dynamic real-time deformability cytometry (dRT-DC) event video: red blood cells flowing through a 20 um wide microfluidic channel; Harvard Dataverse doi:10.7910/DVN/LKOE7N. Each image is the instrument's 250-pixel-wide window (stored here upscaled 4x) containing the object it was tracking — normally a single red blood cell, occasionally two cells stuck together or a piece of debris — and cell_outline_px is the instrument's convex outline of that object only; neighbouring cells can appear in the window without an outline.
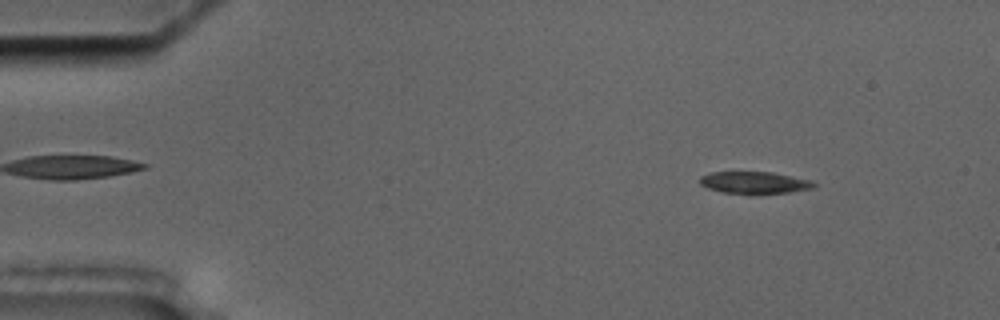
{"species": "common noctule bat (a hibernating species)", "species_latin": "Nyctalus noctula", "temperature_condition": "cold", "stored_images_in_passage": 57, "camera_frame_rate_fps": 3000, "um_per_image_px": 0.085, "animal": {"sex": "male", "body_mass_g": 17.5, "forearm_length_mm": 52.3}, "frame": {"image": 1, "passage_image": 6, "time_ms": 1.667, "image_size_px": [1000, 320], "cell_outline_px": [[816, 188], [788, 192], [720, 192], [708, 188], [700, 184], [700, 176], [712, 172], [772, 172], [812, 180], [816, 184]], "centroid_in_image_um": [64.15, 15.49], "position_along_channel_um": 20.8, "area_um2": 14.22}}
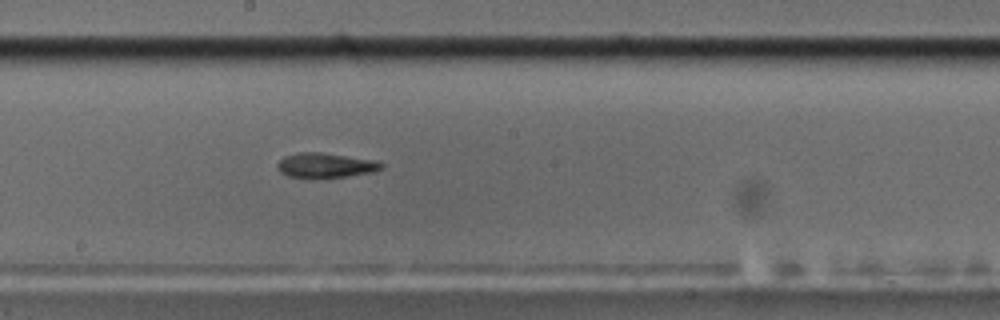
{"frame": {"image": 2, "passage_image": 30, "time_ms": 9.667, "image_size_px": [1000, 320], "cell_outline_px": [[384, 168], [376, 172], [348, 176], [288, 176], [280, 172], [276, 164], [284, 156], [300, 152], [320, 152], [376, 160], [384, 164]], "centroid_in_image_um": [27.73, 14.02], "position_along_channel_um": 220.5, "area_um2": 14.74}}
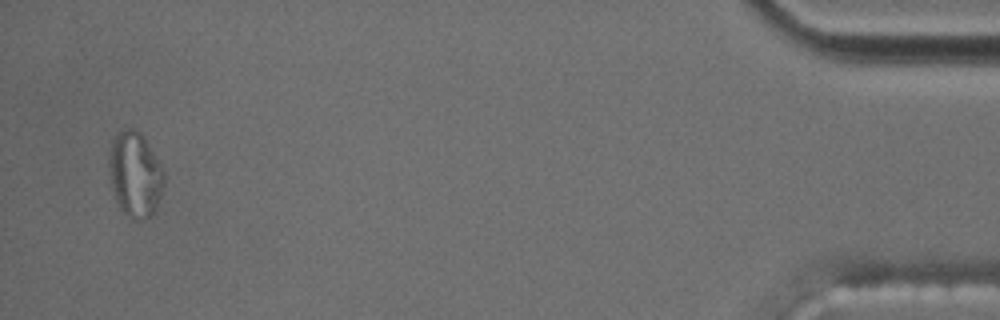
{"frame": {"image": 3, "passage_image": 54, "time_ms": 17.667, "image_size_px": [1000, 320], "cell_outline_px": [[164, 184], [156, 208], [144, 220], [128, 216], [120, 208], [116, 200], [112, 188], [108, 164], [108, 160], [112, 140], [116, 132], [124, 128], [132, 128], [140, 132], [144, 136], [164, 172]], "centroid_in_image_um": [11.46, 14.78], "position_along_channel_um": 423.7, "area_um2": 27.11}, "authors_computed_cell_mechanics": {"area_um2": 15.3748, "velocity_mm_per_s": 3.5527, "shape_relaxation_time_tau1_ms": null, "shape_relaxation_time_tau2_ms": 9.0181, "deformation_change_tau1": null, "deformation_change_tau2": 0.2369}}